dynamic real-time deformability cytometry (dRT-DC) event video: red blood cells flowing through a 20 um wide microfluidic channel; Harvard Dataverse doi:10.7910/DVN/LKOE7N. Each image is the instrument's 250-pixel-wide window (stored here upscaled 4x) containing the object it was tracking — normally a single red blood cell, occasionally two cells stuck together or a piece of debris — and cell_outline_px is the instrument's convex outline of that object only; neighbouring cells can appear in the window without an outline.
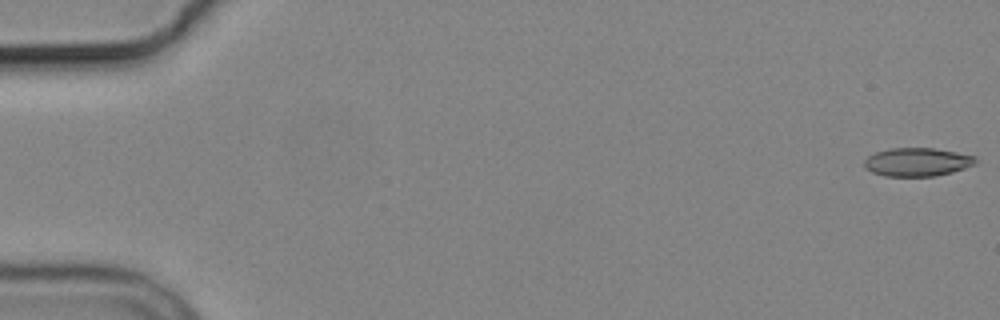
{"species": "common noctule bat (a hibernating species)", "species_latin": "Nyctalus noctula", "temperature_condition": "cold", "stored_images_in_passage": 4, "camera_frame_rate_fps": 3000, "um_per_image_px": 0.085, "animal": {"sex": "male", "body_mass_g": 19.2, "forearm_length_mm": 51.8}, "frame": {"image": 1, "passage_image": 1, "time_ms": 0.0, "image_size_px": [1000, 320], "cell_outline_px": [[976, 164], [952, 172], [936, 176], [884, 176], [872, 172], [864, 168], [864, 160], [868, 156], [876, 152], [892, 148], [932, 148], [956, 152], [976, 156]], "centroid_in_image_um": [77.95, 13.77], "position_along_channel_um": 7.0, "area_um2": 18.44}}